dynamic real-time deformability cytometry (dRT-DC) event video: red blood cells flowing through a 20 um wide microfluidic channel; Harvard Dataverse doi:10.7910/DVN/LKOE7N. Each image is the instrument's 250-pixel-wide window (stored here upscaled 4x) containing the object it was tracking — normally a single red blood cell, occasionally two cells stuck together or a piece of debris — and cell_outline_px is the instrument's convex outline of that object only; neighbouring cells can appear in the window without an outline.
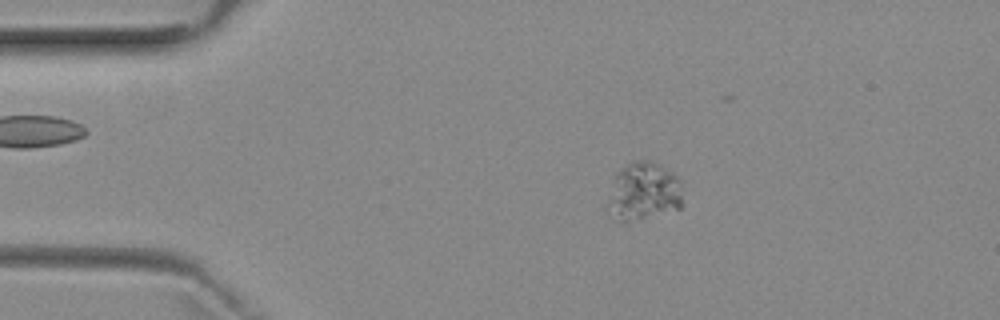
{"species": "common noctule bat (a hibernating species)", "species_latin": "Nyctalus noctula", "temperature_condition": "room temperature", "stored_images_in_passage": 6, "camera_frame_rate_fps": 3000, "um_per_image_px": 0.085, "animal": {"sex": "female", "body_mass_g": 29.2, "forearm_length_mm": 56.3}, "frame": {"image": 1, "passage_image": 2, "time_ms": 1.0, "image_size_px": [1000, 320], "cell_outline_px": [[680, 208], [624, 224], [608, 216], [604, 212], [604, 208], [616, 176], [628, 164], [636, 160], [644, 160], [656, 164], [672, 172], [680, 180]], "centroid_in_image_um": [54.63, 16.36], "position_along_channel_um": 30.4, "area_um2": 25.37}}
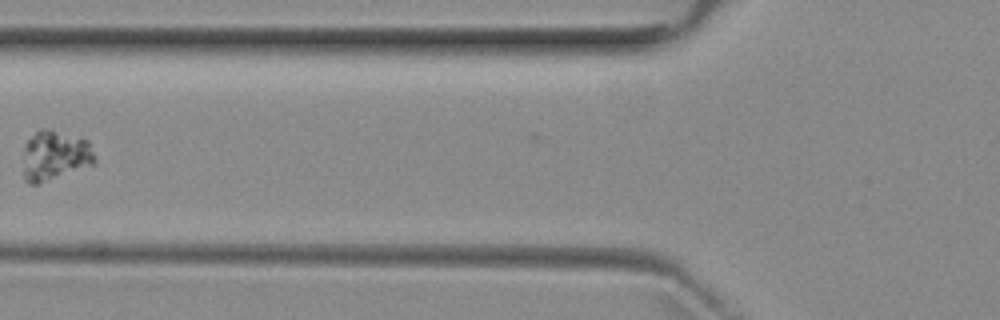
{"frame": {"image": 2, "passage_image": 5, "time_ms": 4.667, "image_size_px": [1000, 320], "cell_outline_px": [[96, 164], [36, 184], [28, 184], [24, 180], [24, 144], [40, 128], [44, 128], [88, 140], [96, 156]], "centroid_in_image_um": [4.68, 13.23], "position_along_channel_um": 121.1, "area_um2": 20.75}}
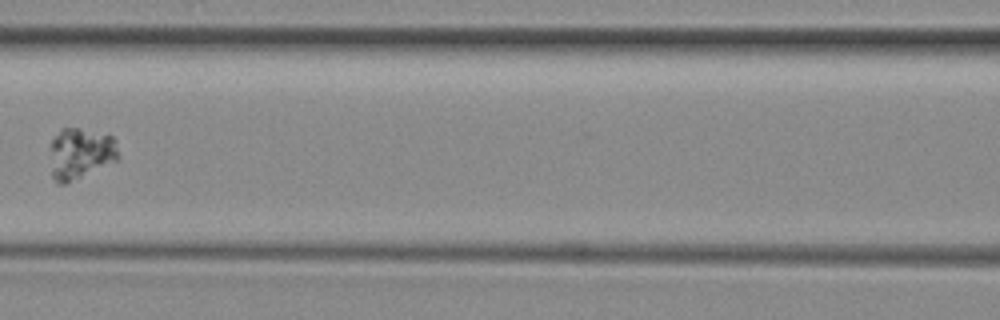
{"frame": {"image": 3, "passage_image": 6, "time_ms": 5.667, "image_size_px": [1000, 320], "cell_outline_px": [[120, 156], [116, 160], [64, 184], [56, 184], [52, 176], [52, 140], [60, 128], [76, 128], [112, 136], [116, 140]], "centroid_in_image_um": [6.85, 13.03], "position_along_channel_um": 159.8, "area_um2": 19.88}}